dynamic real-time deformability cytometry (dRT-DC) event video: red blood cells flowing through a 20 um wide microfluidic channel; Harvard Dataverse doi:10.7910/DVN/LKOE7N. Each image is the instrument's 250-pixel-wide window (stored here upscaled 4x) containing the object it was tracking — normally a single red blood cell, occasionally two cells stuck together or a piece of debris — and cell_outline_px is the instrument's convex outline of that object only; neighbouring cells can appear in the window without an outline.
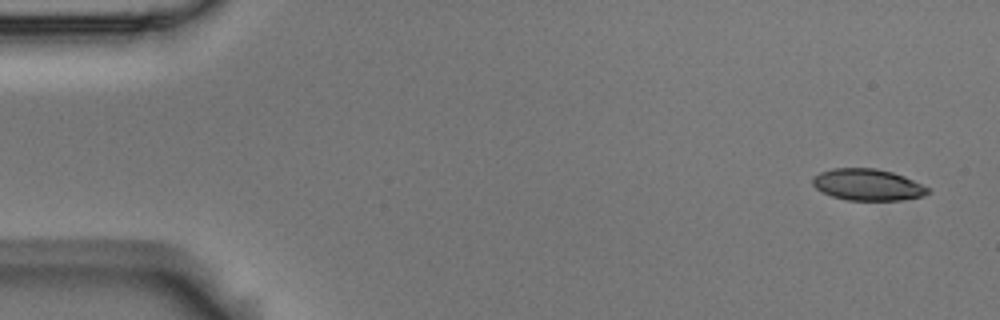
{"species": "Egyptian fruit bat (a non-hibernating species)", "species_latin": "Rousettus aegyptiacus", "temperature_condition": "room temperature", "stored_images_in_passage": 53, "camera_frame_rate_fps": 3000, "um_per_image_px": 0.085, "animal": {"sex": "male"}, "frame": {"image": 1, "passage_image": 1, "time_ms": 0.0, "image_size_px": [1000, 320], "cell_outline_px": [[932, 192], [924, 196], [900, 200], [848, 200], [832, 196], [816, 188], [812, 184], [812, 176], [820, 172], [832, 168], [876, 168], [892, 172], [904, 176], [932, 188]], "centroid_in_image_um": [73.79, 15.7], "position_along_channel_um": 11.2, "area_um2": 21.39}}
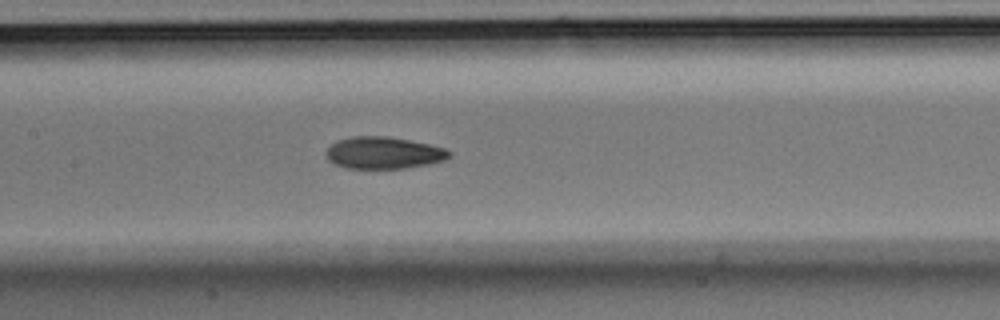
{"frame": {"image": 2, "passage_image": 24, "time_ms": 7.667, "image_size_px": [1000, 320], "cell_outline_px": [[452, 156], [444, 160], [428, 164], [404, 168], [344, 168], [328, 160], [324, 152], [336, 140], [352, 136], [388, 136], [428, 144], [444, 148], [452, 152]], "centroid_in_image_um": [32.59, 12.99], "position_along_channel_um": 174.8, "area_um2": 22.95}}
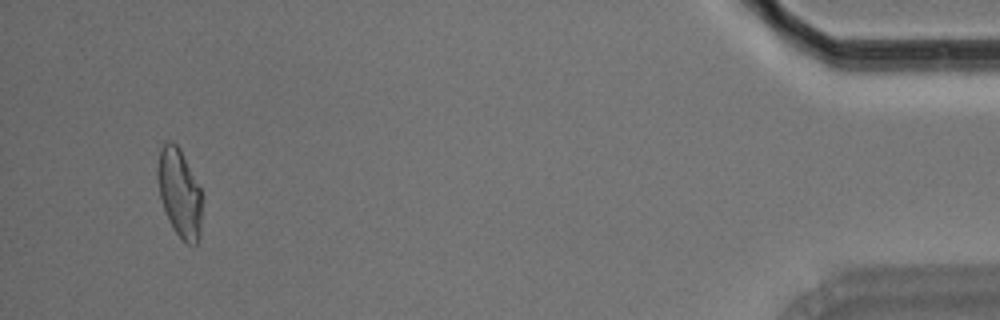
{"frame": {"image": 3, "passage_image": 50, "time_ms": 16.333, "image_size_px": [1000, 320], "cell_outline_px": [[200, 232], [196, 244], [188, 244], [172, 228], [164, 208], [160, 196], [156, 176], [156, 168], [160, 148], [168, 140], [172, 140], [180, 148], [200, 188]], "centroid_in_image_um": [15.21, 16.34], "position_along_channel_um": 420.0, "area_um2": 22.54}, "authors_computed_cell_mechanics": {"area_um2": 22.831, "velocity_mm_per_s": 3.7098, "shape_relaxation_time_tau1_ms": 6.8048, "shape_relaxation_time_tau2_ms": 4.247, "deformation_change_tau1": 0.1975, "deformation_change_tau2": 0.084}}